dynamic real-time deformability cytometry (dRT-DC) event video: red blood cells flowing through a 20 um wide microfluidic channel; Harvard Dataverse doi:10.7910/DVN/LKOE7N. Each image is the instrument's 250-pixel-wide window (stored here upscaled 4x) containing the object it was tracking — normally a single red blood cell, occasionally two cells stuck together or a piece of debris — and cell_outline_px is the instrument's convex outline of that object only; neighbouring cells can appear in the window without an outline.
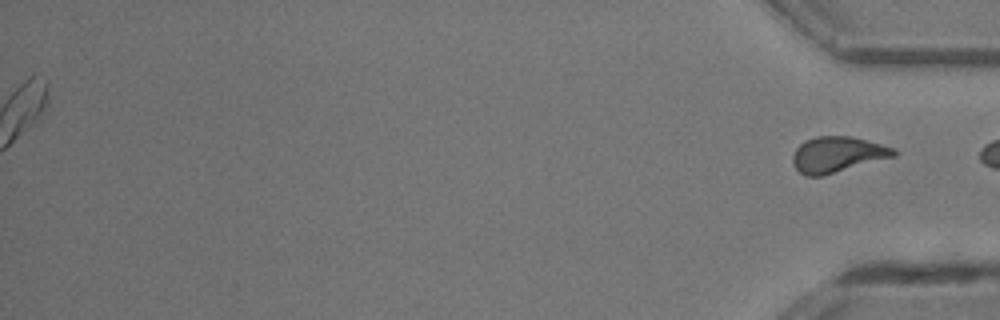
{"species": "common noctule bat (a hibernating species)", "species_latin": "Nyctalus noctula", "temperature_condition": "room temperature", "stored_images_in_passage": 31, "segment_of_instrument_passage": [2, 2], "camera_frame_rate_fps": 3000, "um_per_image_px": 0.085, "animal": {"sex": "male", "body_mass_g": 13.3}, "frame": {"image": 1, "passage_image": 31, "time_ms": 10.0, "image_size_px": [1000, 320], "cell_outline_px": [[896, 156], [820, 176], [804, 176], [796, 168], [792, 160], [792, 156], [796, 148], [804, 140], [816, 136], [852, 136], [880, 144], [892, 148], [896, 152]], "centroid_in_image_um": [71.14, 13.12], "position_along_channel_um": 364.1, "area_um2": 20.81}}